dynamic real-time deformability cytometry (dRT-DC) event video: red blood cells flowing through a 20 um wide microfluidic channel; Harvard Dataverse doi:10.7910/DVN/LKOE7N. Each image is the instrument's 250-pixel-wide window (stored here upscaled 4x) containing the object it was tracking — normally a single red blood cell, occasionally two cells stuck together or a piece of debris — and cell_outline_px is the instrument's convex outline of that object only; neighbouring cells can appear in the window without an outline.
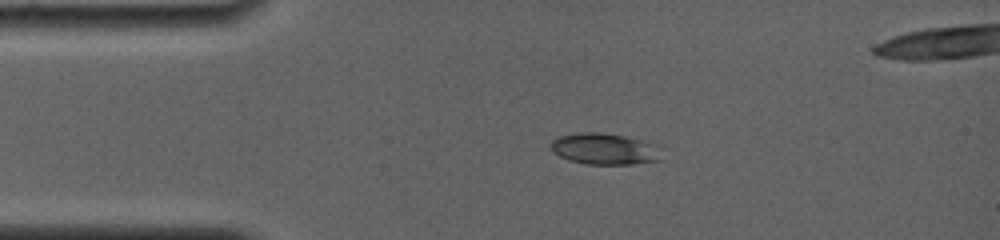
{"species": "common noctule bat (a hibernating species)", "species_latin": "Nyctalus noctula", "temperature_condition": "room temperature", "stored_images_in_passage": 46, "camera_frame_rate_fps": 4000, "um_per_image_px": 0.085, "animal": {"sex": "female", "body_mass_g": 19.0, "forearm_length_mm": 56.7}, "frame": {"image": 1, "passage_image": 1, "time_ms": 0.0, "image_size_px": [1000, 240], "cell_outline_px": [[664, 160], [632, 164], [584, 164], [568, 160], [552, 152], [548, 144], [552, 140], [560, 136], [576, 132], [600, 132], [624, 136], [660, 144], [664, 148]], "centroid_in_image_um": [51.47, 12.66], "position_along_channel_um": 33.5, "area_um2": 21.04}}
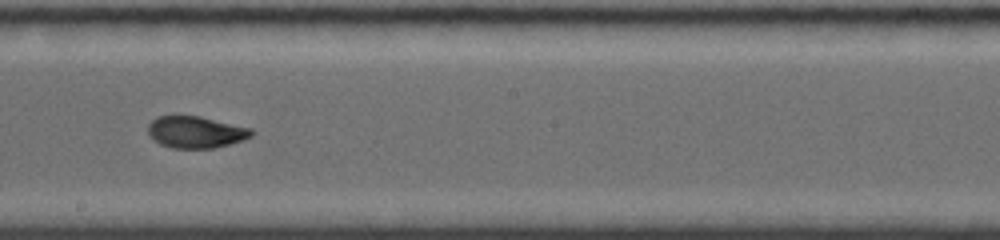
{"frame": {"image": 2, "passage_image": 24, "time_ms": 6.0, "image_size_px": [1000, 240], "cell_outline_px": [[256, 132], [252, 136], [244, 140], [212, 148], [172, 148], [160, 144], [152, 140], [148, 132], [148, 124], [156, 116], [200, 116], [252, 128]], "centroid_in_image_um": [16.65, 11.22], "position_along_channel_um": 231.6, "area_um2": 19.31}}
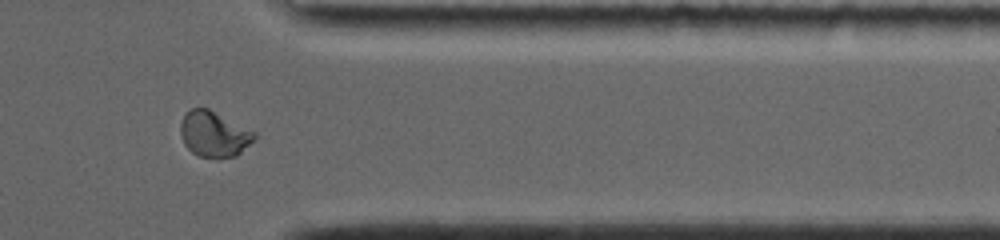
{"frame": {"image": 3, "passage_image": 40, "time_ms": 10.25, "image_size_px": [1000, 240], "cell_outline_px": [[256, 140], [236, 156], [220, 160], [216, 160], [200, 156], [192, 152], [184, 144], [180, 132], [180, 124], [184, 116], [192, 108], [208, 108], [256, 132]], "centroid_in_image_um": [18.22, 11.44], "position_along_channel_um": 393.2, "area_um2": 19.94}, "authors_computed_cell_mechanics": {"area_um2": 19.7387, "velocity_mm_per_s": 3.8209, "shape_relaxation_time_tau1_ms": null, "shape_relaxation_time_tau2_ms": 0.9585, "deformation_change_tau1": null, "deformation_change_tau2": 0.0587}}